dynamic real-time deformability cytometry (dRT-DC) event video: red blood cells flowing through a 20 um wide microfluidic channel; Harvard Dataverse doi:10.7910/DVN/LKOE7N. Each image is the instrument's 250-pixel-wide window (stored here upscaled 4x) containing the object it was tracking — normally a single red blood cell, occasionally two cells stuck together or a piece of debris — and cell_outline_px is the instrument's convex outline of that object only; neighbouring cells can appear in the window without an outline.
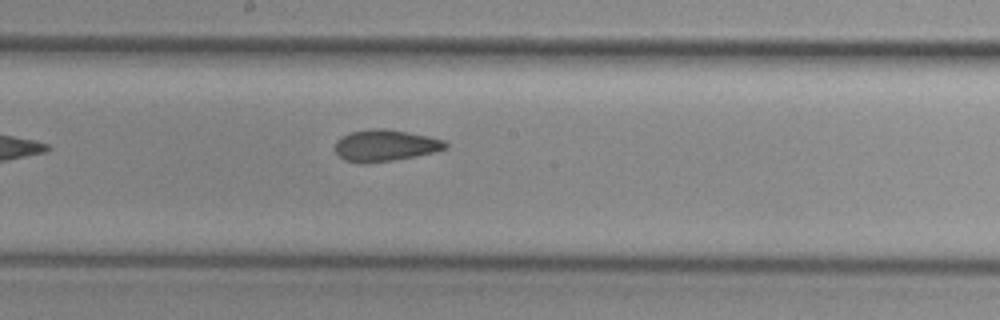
{"species": "common noctule bat (a hibernating species)", "species_latin": "Nyctalus noctula", "temperature_condition": "cold", "stored_images_in_passage": 10, "segment_of_instrument_passage": [2, 2], "camera_frame_rate_fps": 3000, "um_per_image_px": 0.085, "animal": {"sex": "female", "body_mass_g": 29.2, "forearm_length_mm": 56.3}, "frame": {"image": 1, "passage_image": 10, "time_ms": 12.333, "image_size_px": [1000, 320], "cell_outline_px": [[448, 144], [444, 148], [432, 152], [416, 156], [392, 160], [364, 164], [360, 164], [344, 160], [336, 152], [336, 140], [348, 132], [372, 128], [384, 128], [408, 132], [428, 136], [444, 140]], "centroid_in_image_um": [32.69, 12.36], "position_along_channel_um": 215.5, "area_um2": 20.29}}